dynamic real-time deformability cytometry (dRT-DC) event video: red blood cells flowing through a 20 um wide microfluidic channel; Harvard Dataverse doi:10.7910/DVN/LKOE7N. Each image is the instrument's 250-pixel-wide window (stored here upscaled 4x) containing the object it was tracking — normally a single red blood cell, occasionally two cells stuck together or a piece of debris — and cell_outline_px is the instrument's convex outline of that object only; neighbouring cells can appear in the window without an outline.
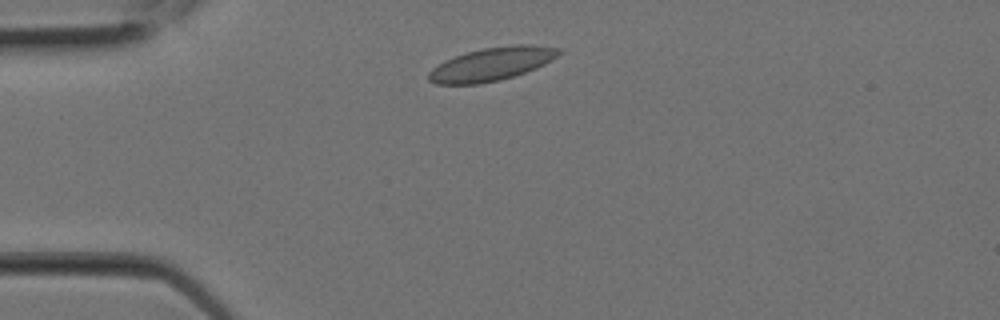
{"species": "Egyptian fruit bat (a non-hibernating species)", "species_latin": "Rousettus aegyptiacus", "temperature_condition": "room temperature", "stored_images_in_passage": 6, "camera_frame_rate_fps": 3000, "um_per_image_px": 0.085, "animal": {"sex": "female"}, "frame": {"image": 1, "passage_image": 2, "time_ms": 0.333, "image_size_px": [1000, 320], "cell_outline_px": [[564, 52], [552, 60], [536, 68], [500, 80], [480, 84], [436, 84], [428, 80], [428, 72], [432, 68], [444, 60], [468, 52], [484, 48], [512, 44], [532, 44], [564, 48]], "centroid_in_image_um": [41.84, 5.43], "position_along_channel_um": 43.2, "area_um2": 25.43}}
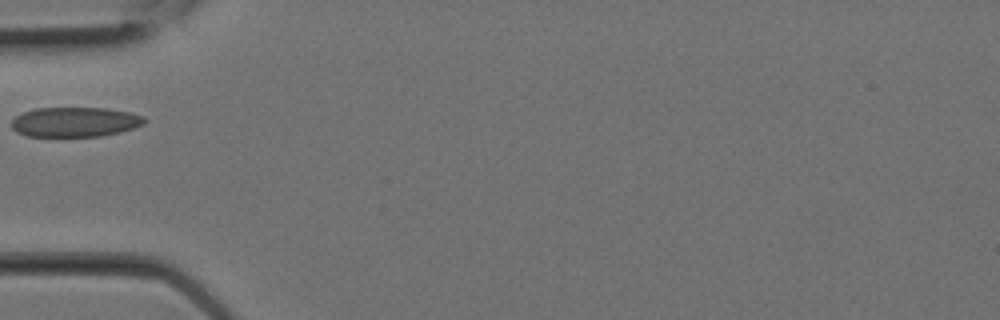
{"frame": {"image": 2, "passage_image": 4, "time_ms": 1.0, "image_size_px": [1000, 320], "cell_outline_px": [[148, 120], [144, 124], [120, 132], [100, 136], [28, 136], [16, 132], [12, 128], [12, 120], [16, 116], [32, 108], [104, 108], [132, 112], [144, 116]], "centroid_in_image_um": [6.4, 10.36], "position_along_channel_um": 78.6, "area_um2": 23.12}}
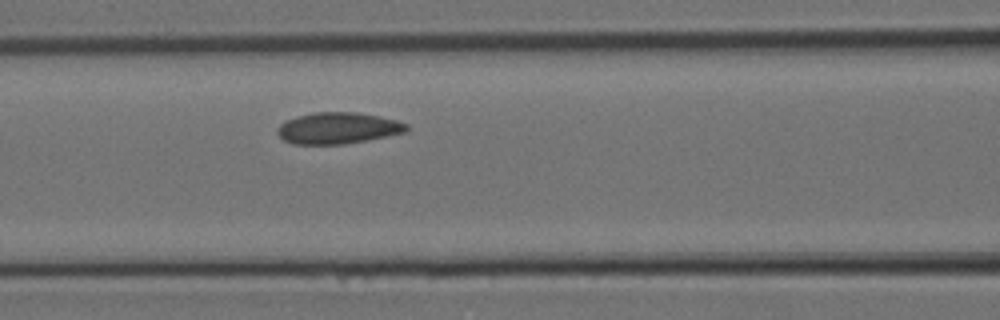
{"frame": {"image": 3, "passage_image": 6, "time_ms": 1.667, "image_size_px": [1000, 320], "cell_outline_px": [[408, 128], [404, 132], [344, 144], [292, 144], [284, 140], [276, 132], [276, 128], [280, 124], [296, 116], [312, 112], [356, 112], [396, 120], [408, 124]], "centroid_in_image_um": [28.66, 10.88], "position_along_channel_um": 137.9, "area_um2": 23.35}}